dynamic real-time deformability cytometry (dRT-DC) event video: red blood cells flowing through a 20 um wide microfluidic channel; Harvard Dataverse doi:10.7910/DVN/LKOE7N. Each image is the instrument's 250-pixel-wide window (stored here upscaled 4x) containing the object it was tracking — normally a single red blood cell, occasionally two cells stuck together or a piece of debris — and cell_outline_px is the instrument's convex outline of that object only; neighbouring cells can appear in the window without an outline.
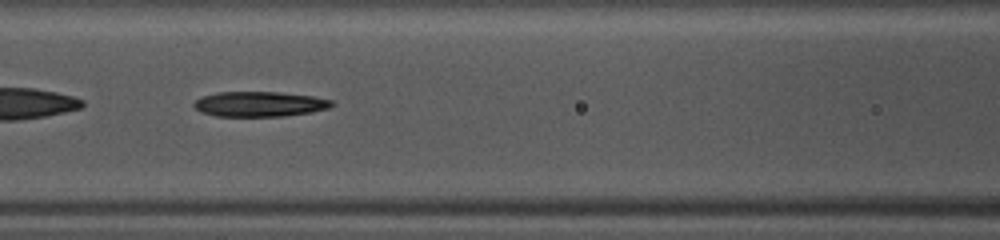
{"species": "common noctule bat (a hibernating species)", "species_latin": "Nyctalus noctula", "temperature_condition": "warm", "stored_images_in_passage": 48, "camera_frame_rate_fps": 3000, "um_per_image_px": 0.085, "animal": {"sex": "female", "body_mass_g": 10.0, "forearm_length_mm": 53.1}, "frame": {"image": 1, "passage_image": 21, "time_ms": 6.667, "image_size_px": [1000, 240], "cell_outline_px": [[336, 104], [328, 108], [308, 112], [284, 116], [216, 116], [200, 112], [192, 104], [200, 96], [216, 92], [276, 92], [312, 96], [332, 100]], "centroid_in_image_um": [22.02, 8.84], "position_along_channel_um": 144.6, "area_um2": 20.11}}
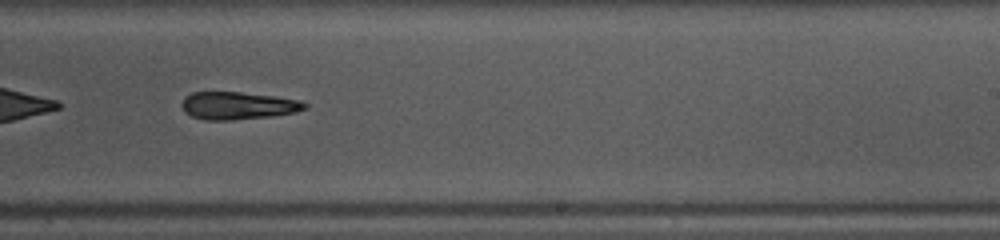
{"frame": {"image": 2, "passage_image": 30, "time_ms": 9.667, "image_size_px": [1000, 240], "cell_outline_px": [[308, 108], [296, 112], [272, 116], [232, 120], [204, 120], [192, 116], [184, 112], [180, 104], [184, 96], [192, 92], [240, 92], [272, 96], [300, 100], [308, 104]], "centroid_in_image_um": [20.2, 8.98], "position_along_channel_um": 268.8, "area_um2": 19.94}}
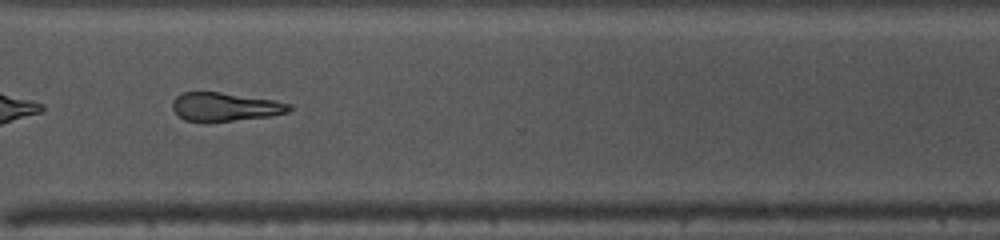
{"frame": {"image": 3, "passage_image": 36, "time_ms": 11.667, "image_size_px": [1000, 240], "cell_outline_px": [[292, 108], [288, 112], [268, 116], [232, 120], [184, 120], [172, 108], [172, 104], [176, 96], [184, 92], [220, 92], [276, 100], [292, 104]], "centroid_in_image_um": [19.17, 9.05], "position_along_channel_um": 351.4, "area_um2": 18.96}, "authors_computed_cell_mechanics": {"area_um2": 20.8947, "velocity_mm_per_s": 4.148, "shape_relaxation_time_tau1_ms": 4.4561, "shape_relaxation_time_tau2_ms": null, "deformation_change_tau1": 0.1291, "deformation_change_tau2": null}}